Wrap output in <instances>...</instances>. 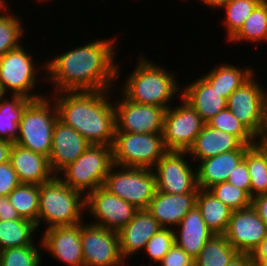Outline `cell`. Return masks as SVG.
Returning a JSON list of instances; mask_svg holds the SVG:
<instances>
[{
	"label": "cell",
	"mask_w": 267,
	"mask_h": 266,
	"mask_svg": "<svg viewBox=\"0 0 267 266\" xmlns=\"http://www.w3.org/2000/svg\"><path fill=\"white\" fill-rule=\"evenodd\" d=\"M117 38L96 39L74 49L57 52L46 61V82L53 84V93L63 91H99L115 89L121 79L116 63ZM116 43V44H115ZM120 77V78H119Z\"/></svg>",
	"instance_id": "1"
},
{
	"label": "cell",
	"mask_w": 267,
	"mask_h": 266,
	"mask_svg": "<svg viewBox=\"0 0 267 266\" xmlns=\"http://www.w3.org/2000/svg\"><path fill=\"white\" fill-rule=\"evenodd\" d=\"M115 91H63L51 94L58 119L82 135L90 144L113 146L116 113L110 95Z\"/></svg>",
	"instance_id": "2"
},
{
	"label": "cell",
	"mask_w": 267,
	"mask_h": 266,
	"mask_svg": "<svg viewBox=\"0 0 267 266\" xmlns=\"http://www.w3.org/2000/svg\"><path fill=\"white\" fill-rule=\"evenodd\" d=\"M139 57L136 67L131 73L129 72L127 78H124L126 79L122 83L124 85L120 87L122 93L135 103L168 109L173 105L175 96L178 99L181 98L182 82L178 84L179 80H176L175 73L170 72L166 67L153 62L146 56Z\"/></svg>",
	"instance_id": "3"
},
{
	"label": "cell",
	"mask_w": 267,
	"mask_h": 266,
	"mask_svg": "<svg viewBox=\"0 0 267 266\" xmlns=\"http://www.w3.org/2000/svg\"><path fill=\"white\" fill-rule=\"evenodd\" d=\"M86 196L66 185L58 176L40 185L37 228L78 225L85 220ZM84 211V212H83ZM42 222V223H41Z\"/></svg>",
	"instance_id": "4"
},
{
	"label": "cell",
	"mask_w": 267,
	"mask_h": 266,
	"mask_svg": "<svg viewBox=\"0 0 267 266\" xmlns=\"http://www.w3.org/2000/svg\"><path fill=\"white\" fill-rule=\"evenodd\" d=\"M23 45L22 43L0 57V94L10 95L11 93V95H21L31 100L46 97L50 93L43 95V92L42 94L38 91L34 92L37 88L36 83L42 78H44L43 81L46 80V73H44L46 62H43L39 68L32 53L30 54ZM40 70H43L44 76L38 80V74H42Z\"/></svg>",
	"instance_id": "5"
},
{
	"label": "cell",
	"mask_w": 267,
	"mask_h": 266,
	"mask_svg": "<svg viewBox=\"0 0 267 266\" xmlns=\"http://www.w3.org/2000/svg\"><path fill=\"white\" fill-rule=\"evenodd\" d=\"M57 120V107L49 95L33 100L25 108L15 143L49 158Z\"/></svg>",
	"instance_id": "6"
},
{
	"label": "cell",
	"mask_w": 267,
	"mask_h": 266,
	"mask_svg": "<svg viewBox=\"0 0 267 266\" xmlns=\"http://www.w3.org/2000/svg\"><path fill=\"white\" fill-rule=\"evenodd\" d=\"M112 165V146L90 144L81 156L57 176L70 188L86 196L104 185Z\"/></svg>",
	"instance_id": "7"
},
{
	"label": "cell",
	"mask_w": 267,
	"mask_h": 266,
	"mask_svg": "<svg viewBox=\"0 0 267 266\" xmlns=\"http://www.w3.org/2000/svg\"><path fill=\"white\" fill-rule=\"evenodd\" d=\"M167 152L162 133L115 132L113 164L152 169Z\"/></svg>",
	"instance_id": "8"
},
{
	"label": "cell",
	"mask_w": 267,
	"mask_h": 266,
	"mask_svg": "<svg viewBox=\"0 0 267 266\" xmlns=\"http://www.w3.org/2000/svg\"><path fill=\"white\" fill-rule=\"evenodd\" d=\"M103 187L138 210L148 209L156 192V177L151 168L122 167L113 164Z\"/></svg>",
	"instance_id": "9"
},
{
	"label": "cell",
	"mask_w": 267,
	"mask_h": 266,
	"mask_svg": "<svg viewBox=\"0 0 267 266\" xmlns=\"http://www.w3.org/2000/svg\"><path fill=\"white\" fill-rule=\"evenodd\" d=\"M254 75L231 93L227 108L258 138L267 134V88Z\"/></svg>",
	"instance_id": "10"
},
{
	"label": "cell",
	"mask_w": 267,
	"mask_h": 266,
	"mask_svg": "<svg viewBox=\"0 0 267 266\" xmlns=\"http://www.w3.org/2000/svg\"><path fill=\"white\" fill-rule=\"evenodd\" d=\"M180 99L181 105L165 111L162 135L167 151L188 152L206 124L188 102Z\"/></svg>",
	"instance_id": "11"
},
{
	"label": "cell",
	"mask_w": 267,
	"mask_h": 266,
	"mask_svg": "<svg viewBox=\"0 0 267 266\" xmlns=\"http://www.w3.org/2000/svg\"><path fill=\"white\" fill-rule=\"evenodd\" d=\"M188 155V152L168 151L159 159L152 168L157 191L169 194L198 193L196 164L189 163Z\"/></svg>",
	"instance_id": "12"
},
{
	"label": "cell",
	"mask_w": 267,
	"mask_h": 266,
	"mask_svg": "<svg viewBox=\"0 0 267 266\" xmlns=\"http://www.w3.org/2000/svg\"><path fill=\"white\" fill-rule=\"evenodd\" d=\"M138 209L110 193L103 186L86 195L85 213L94 218L91 224L119 231L135 216Z\"/></svg>",
	"instance_id": "13"
},
{
	"label": "cell",
	"mask_w": 267,
	"mask_h": 266,
	"mask_svg": "<svg viewBox=\"0 0 267 266\" xmlns=\"http://www.w3.org/2000/svg\"><path fill=\"white\" fill-rule=\"evenodd\" d=\"M81 245L84 266L127 265L120 253L117 231L82 222Z\"/></svg>",
	"instance_id": "14"
},
{
	"label": "cell",
	"mask_w": 267,
	"mask_h": 266,
	"mask_svg": "<svg viewBox=\"0 0 267 266\" xmlns=\"http://www.w3.org/2000/svg\"><path fill=\"white\" fill-rule=\"evenodd\" d=\"M113 100L116 113V132L162 133L166 109L139 104L129 100L121 91Z\"/></svg>",
	"instance_id": "15"
},
{
	"label": "cell",
	"mask_w": 267,
	"mask_h": 266,
	"mask_svg": "<svg viewBox=\"0 0 267 266\" xmlns=\"http://www.w3.org/2000/svg\"><path fill=\"white\" fill-rule=\"evenodd\" d=\"M223 235L239 254L253 255L267 238V224L251 205L232 211Z\"/></svg>",
	"instance_id": "16"
},
{
	"label": "cell",
	"mask_w": 267,
	"mask_h": 266,
	"mask_svg": "<svg viewBox=\"0 0 267 266\" xmlns=\"http://www.w3.org/2000/svg\"><path fill=\"white\" fill-rule=\"evenodd\" d=\"M41 232L42 250L48 251L54 259L66 266H84L81 223L56 226Z\"/></svg>",
	"instance_id": "17"
},
{
	"label": "cell",
	"mask_w": 267,
	"mask_h": 266,
	"mask_svg": "<svg viewBox=\"0 0 267 266\" xmlns=\"http://www.w3.org/2000/svg\"><path fill=\"white\" fill-rule=\"evenodd\" d=\"M89 146L90 143L82 135L58 119L53 130L49 156L54 174L57 176L81 156Z\"/></svg>",
	"instance_id": "18"
},
{
	"label": "cell",
	"mask_w": 267,
	"mask_h": 266,
	"mask_svg": "<svg viewBox=\"0 0 267 266\" xmlns=\"http://www.w3.org/2000/svg\"><path fill=\"white\" fill-rule=\"evenodd\" d=\"M147 209L138 210L134 218L118 234L121 256L125 261L143 251L148 240L161 229Z\"/></svg>",
	"instance_id": "19"
},
{
	"label": "cell",
	"mask_w": 267,
	"mask_h": 266,
	"mask_svg": "<svg viewBox=\"0 0 267 266\" xmlns=\"http://www.w3.org/2000/svg\"><path fill=\"white\" fill-rule=\"evenodd\" d=\"M9 162L17 173L20 183L41 185L56 176L48 157L16 143L12 145Z\"/></svg>",
	"instance_id": "20"
},
{
	"label": "cell",
	"mask_w": 267,
	"mask_h": 266,
	"mask_svg": "<svg viewBox=\"0 0 267 266\" xmlns=\"http://www.w3.org/2000/svg\"><path fill=\"white\" fill-rule=\"evenodd\" d=\"M197 193L169 194L157 191L150 201L148 211L162 228H175L196 205Z\"/></svg>",
	"instance_id": "21"
},
{
	"label": "cell",
	"mask_w": 267,
	"mask_h": 266,
	"mask_svg": "<svg viewBox=\"0 0 267 266\" xmlns=\"http://www.w3.org/2000/svg\"><path fill=\"white\" fill-rule=\"evenodd\" d=\"M251 145L221 153L217 156L197 162L196 175L199 189H209L214 184L225 182L235 167L244 159L246 150Z\"/></svg>",
	"instance_id": "22"
},
{
	"label": "cell",
	"mask_w": 267,
	"mask_h": 266,
	"mask_svg": "<svg viewBox=\"0 0 267 266\" xmlns=\"http://www.w3.org/2000/svg\"><path fill=\"white\" fill-rule=\"evenodd\" d=\"M175 244L195 259L205 243L214 235L195 205L174 228Z\"/></svg>",
	"instance_id": "23"
},
{
	"label": "cell",
	"mask_w": 267,
	"mask_h": 266,
	"mask_svg": "<svg viewBox=\"0 0 267 266\" xmlns=\"http://www.w3.org/2000/svg\"><path fill=\"white\" fill-rule=\"evenodd\" d=\"M181 97L188 102L207 123L221 110L227 108V99L201 75L182 88Z\"/></svg>",
	"instance_id": "24"
},
{
	"label": "cell",
	"mask_w": 267,
	"mask_h": 266,
	"mask_svg": "<svg viewBox=\"0 0 267 266\" xmlns=\"http://www.w3.org/2000/svg\"><path fill=\"white\" fill-rule=\"evenodd\" d=\"M244 143L236 136L220 131L205 124L188 150L190 156L201 161L221 153L240 149Z\"/></svg>",
	"instance_id": "25"
},
{
	"label": "cell",
	"mask_w": 267,
	"mask_h": 266,
	"mask_svg": "<svg viewBox=\"0 0 267 266\" xmlns=\"http://www.w3.org/2000/svg\"><path fill=\"white\" fill-rule=\"evenodd\" d=\"M255 73L252 66L243 68L234 64L221 63L202 75L221 96L228 99L233 91L238 89Z\"/></svg>",
	"instance_id": "26"
},
{
	"label": "cell",
	"mask_w": 267,
	"mask_h": 266,
	"mask_svg": "<svg viewBox=\"0 0 267 266\" xmlns=\"http://www.w3.org/2000/svg\"><path fill=\"white\" fill-rule=\"evenodd\" d=\"M32 101L21 95L0 94V139L15 143L25 108Z\"/></svg>",
	"instance_id": "27"
},
{
	"label": "cell",
	"mask_w": 267,
	"mask_h": 266,
	"mask_svg": "<svg viewBox=\"0 0 267 266\" xmlns=\"http://www.w3.org/2000/svg\"><path fill=\"white\" fill-rule=\"evenodd\" d=\"M196 206L200 209L207 227L216 235L226 232L232 210L218 200L208 189H199Z\"/></svg>",
	"instance_id": "28"
},
{
	"label": "cell",
	"mask_w": 267,
	"mask_h": 266,
	"mask_svg": "<svg viewBox=\"0 0 267 266\" xmlns=\"http://www.w3.org/2000/svg\"><path fill=\"white\" fill-rule=\"evenodd\" d=\"M39 230L33 221L21 218L0 220V251L34 244Z\"/></svg>",
	"instance_id": "29"
},
{
	"label": "cell",
	"mask_w": 267,
	"mask_h": 266,
	"mask_svg": "<svg viewBox=\"0 0 267 266\" xmlns=\"http://www.w3.org/2000/svg\"><path fill=\"white\" fill-rule=\"evenodd\" d=\"M238 254L224 235L214 234L194 259V266H227Z\"/></svg>",
	"instance_id": "30"
},
{
	"label": "cell",
	"mask_w": 267,
	"mask_h": 266,
	"mask_svg": "<svg viewBox=\"0 0 267 266\" xmlns=\"http://www.w3.org/2000/svg\"><path fill=\"white\" fill-rule=\"evenodd\" d=\"M229 41L234 44L235 42L236 44L250 42L256 45L267 42V3L265 0L255 7L240 30Z\"/></svg>",
	"instance_id": "31"
},
{
	"label": "cell",
	"mask_w": 267,
	"mask_h": 266,
	"mask_svg": "<svg viewBox=\"0 0 267 266\" xmlns=\"http://www.w3.org/2000/svg\"><path fill=\"white\" fill-rule=\"evenodd\" d=\"M8 1L0 2V57L22 44L25 28L23 19L9 10Z\"/></svg>",
	"instance_id": "32"
},
{
	"label": "cell",
	"mask_w": 267,
	"mask_h": 266,
	"mask_svg": "<svg viewBox=\"0 0 267 266\" xmlns=\"http://www.w3.org/2000/svg\"><path fill=\"white\" fill-rule=\"evenodd\" d=\"M40 185L20 183L7 197L21 218L37 224Z\"/></svg>",
	"instance_id": "33"
},
{
	"label": "cell",
	"mask_w": 267,
	"mask_h": 266,
	"mask_svg": "<svg viewBox=\"0 0 267 266\" xmlns=\"http://www.w3.org/2000/svg\"><path fill=\"white\" fill-rule=\"evenodd\" d=\"M247 169L250 176V197L267 193V157L256 145H251L245 152Z\"/></svg>",
	"instance_id": "34"
},
{
	"label": "cell",
	"mask_w": 267,
	"mask_h": 266,
	"mask_svg": "<svg viewBox=\"0 0 267 266\" xmlns=\"http://www.w3.org/2000/svg\"><path fill=\"white\" fill-rule=\"evenodd\" d=\"M262 0H231L222 9L224 12L223 26L229 41L243 26L244 21Z\"/></svg>",
	"instance_id": "35"
},
{
	"label": "cell",
	"mask_w": 267,
	"mask_h": 266,
	"mask_svg": "<svg viewBox=\"0 0 267 266\" xmlns=\"http://www.w3.org/2000/svg\"><path fill=\"white\" fill-rule=\"evenodd\" d=\"M212 128L238 137L245 145H254L257 137L233 113L225 108L206 123Z\"/></svg>",
	"instance_id": "36"
},
{
	"label": "cell",
	"mask_w": 267,
	"mask_h": 266,
	"mask_svg": "<svg viewBox=\"0 0 267 266\" xmlns=\"http://www.w3.org/2000/svg\"><path fill=\"white\" fill-rule=\"evenodd\" d=\"M39 239V242L36 241L37 244L1 250L0 266H41L42 250L40 248L43 246L41 238Z\"/></svg>",
	"instance_id": "37"
},
{
	"label": "cell",
	"mask_w": 267,
	"mask_h": 266,
	"mask_svg": "<svg viewBox=\"0 0 267 266\" xmlns=\"http://www.w3.org/2000/svg\"><path fill=\"white\" fill-rule=\"evenodd\" d=\"M208 190L232 211L251 206L252 198L243 189L228 181L214 184Z\"/></svg>",
	"instance_id": "38"
},
{
	"label": "cell",
	"mask_w": 267,
	"mask_h": 266,
	"mask_svg": "<svg viewBox=\"0 0 267 266\" xmlns=\"http://www.w3.org/2000/svg\"><path fill=\"white\" fill-rule=\"evenodd\" d=\"M174 244V229L161 228L148 240L143 252L145 251L144 253L154 264H158Z\"/></svg>",
	"instance_id": "39"
},
{
	"label": "cell",
	"mask_w": 267,
	"mask_h": 266,
	"mask_svg": "<svg viewBox=\"0 0 267 266\" xmlns=\"http://www.w3.org/2000/svg\"><path fill=\"white\" fill-rule=\"evenodd\" d=\"M20 184L10 162L0 164V196H8Z\"/></svg>",
	"instance_id": "40"
},
{
	"label": "cell",
	"mask_w": 267,
	"mask_h": 266,
	"mask_svg": "<svg viewBox=\"0 0 267 266\" xmlns=\"http://www.w3.org/2000/svg\"><path fill=\"white\" fill-rule=\"evenodd\" d=\"M158 264L159 266H194V259L174 244Z\"/></svg>",
	"instance_id": "41"
},
{
	"label": "cell",
	"mask_w": 267,
	"mask_h": 266,
	"mask_svg": "<svg viewBox=\"0 0 267 266\" xmlns=\"http://www.w3.org/2000/svg\"><path fill=\"white\" fill-rule=\"evenodd\" d=\"M228 182L232 185L237 186L240 189H243L250 196V176L247 169L246 160L243 159L231 172L228 177Z\"/></svg>",
	"instance_id": "42"
},
{
	"label": "cell",
	"mask_w": 267,
	"mask_h": 266,
	"mask_svg": "<svg viewBox=\"0 0 267 266\" xmlns=\"http://www.w3.org/2000/svg\"><path fill=\"white\" fill-rule=\"evenodd\" d=\"M21 219L20 215L9 202L8 197L0 196V220Z\"/></svg>",
	"instance_id": "43"
},
{
	"label": "cell",
	"mask_w": 267,
	"mask_h": 266,
	"mask_svg": "<svg viewBox=\"0 0 267 266\" xmlns=\"http://www.w3.org/2000/svg\"><path fill=\"white\" fill-rule=\"evenodd\" d=\"M251 205L256 210L259 217L267 224V193L252 198Z\"/></svg>",
	"instance_id": "44"
},
{
	"label": "cell",
	"mask_w": 267,
	"mask_h": 266,
	"mask_svg": "<svg viewBox=\"0 0 267 266\" xmlns=\"http://www.w3.org/2000/svg\"><path fill=\"white\" fill-rule=\"evenodd\" d=\"M254 258L250 254H238L227 266H253Z\"/></svg>",
	"instance_id": "45"
},
{
	"label": "cell",
	"mask_w": 267,
	"mask_h": 266,
	"mask_svg": "<svg viewBox=\"0 0 267 266\" xmlns=\"http://www.w3.org/2000/svg\"><path fill=\"white\" fill-rule=\"evenodd\" d=\"M12 145V142L0 139V164L9 162Z\"/></svg>",
	"instance_id": "46"
},
{
	"label": "cell",
	"mask_w": 267,
	"mask_h": 266,
	"mask_svg": "<svg viewBox=\"0 0 267 266\" xmlns=\"http://www.w3.org/2000/svg\"><path fill=\"white\" fill-rule=\"evenodd\" d=\"M252 256L255 261L267 264V238L261 243L260 247Z\"/></svg>",
	"instance_id": "47"
},
{
	"label": "cell",
	"mask_w": 267,
	"mask_h": 266,
	"mask_svg": "<svg viewBox=\"0 0 267 266\" xmlns=\"http://www.w3.org/2000/svg\"><path fill=\"white\" fill-rule=\"evenodd\" d=\"M188 1V0H187ZM199 1V0H197ZM231 0H200L201 3L207 5L209 8L222 9L226 4H228Z\"/></svg>",
	"instance_id": "48"
},
{
	"label": "cell",
	"mask_w": 267,
	"mask_h": 266,
	"mask_svg": "<svg viewBox=\"0 0 267 266\" xmlns=\"http://www.w3.org/2000/svg\"><path fill=\"white\" fill-rule=\"evenodd\" d=\"M255 144L265 153L267 157V134L262 137H258Z\"/></svg>",
	"instance_id": "49"
},
{
	"label": "cell",
	"mask_w": 267,
	"mask_h": 266,
	"mask_svg": "<svg viewBox=\"0 0 267 266\" xmlns=\"http://www.w3.org/2000/svg\"><path fill=\"white\" fill-rule=\"evenodd\" d=\"M253 266H267V264L254 260Z\"/></svg>",
	"instance_id": "50"
},
{
	"label": "cell",
	"mask_w": 267,
	"mask_h": 266,
	"mask_svg": "<svg viewBox=\"0 0 267 266\" xmlns=\"http://www.w3.org/2000/svg\"><path fill=\"white\" fill-rule=\"evenodd\" d=\"M43 1L46 2V0H36V2L39 3V4L42 3Z\"/></svg>",
	"instance_id": "51"
}]
</instances>
